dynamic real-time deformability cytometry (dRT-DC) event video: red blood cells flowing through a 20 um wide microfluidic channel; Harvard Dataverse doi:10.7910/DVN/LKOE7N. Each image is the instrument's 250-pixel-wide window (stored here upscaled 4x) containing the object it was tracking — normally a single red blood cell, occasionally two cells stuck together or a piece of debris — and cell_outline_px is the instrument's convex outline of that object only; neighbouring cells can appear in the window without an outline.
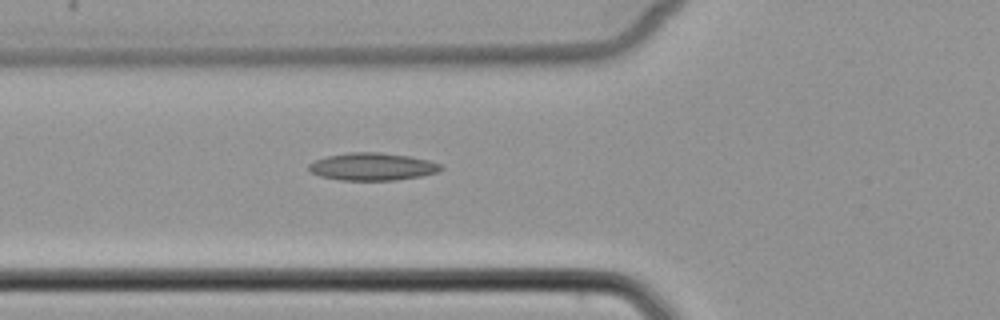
{"species": "common noctule bat (a hibernating species)", "species_latin": "Nyctalus noctula", "temperature_condition": "cold", "stored_images_in_passage": 4, "camera_frame_rate_fps": 3000, "um_per_image_px": 0.085, "animal": {"sex": "female", "body_mass_g": 22.7, "forearm_length_mm": 54.2}, "frame": {"image": 1, "passage_image": 3, "time_ms": 2.667, "image_size_px": [1000, 320], "cell_outline_px": [[444, 168], [440, 172], [420, 176], [396, 180], [340, 180], [320, 176], [312, 172], [308, 168], [308, 164], [316, 160], [328, 156], [348, 152], [380, 152], [408, 156], [428, 160], [440, 164]], "centroid_in_image_um": [31.67, 14.16], "position_along_channel_um": 94.1, "area_um2": 21.15}}